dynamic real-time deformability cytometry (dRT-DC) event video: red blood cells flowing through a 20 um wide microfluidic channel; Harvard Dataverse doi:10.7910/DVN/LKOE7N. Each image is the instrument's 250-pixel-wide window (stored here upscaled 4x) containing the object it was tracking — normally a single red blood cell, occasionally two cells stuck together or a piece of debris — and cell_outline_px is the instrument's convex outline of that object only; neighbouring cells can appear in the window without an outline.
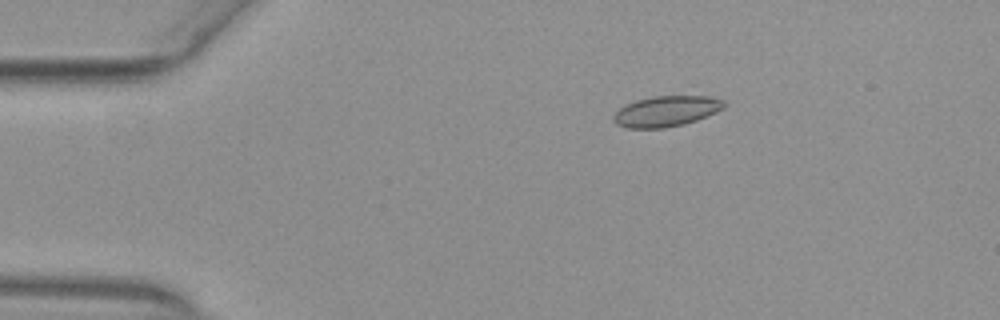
{"species": "common noctule bat (a hibernating species)", "species_latin": "Nyctalus noctula", "temperature_condition": "warm", "stored_images_in_passage": 45, "camera_frame_rate_fps": 3000, "um_per_image_px": 0.085, "animal": {"sex": "female", "body_mass_g": 29.2, "forearm_length_mm": 56.3}, "frame": {"image": 1, "passage_image": 1, "time_ms": 0.0, "image_size_px": [1000, 320], "cell_outline_px": [[724, 108], [716, 112], [696, 120], [684, 124], [664, 128], [628, 128], [616, 124], [612, 120], [612, 116], [624, 104], [636, 100], [652, 96], [712, 96], [724, 100]], "centroid_in_image_um": [56.61, 9.45], "position_along_channel_um": 28.4, "area_um2": 19.83}}
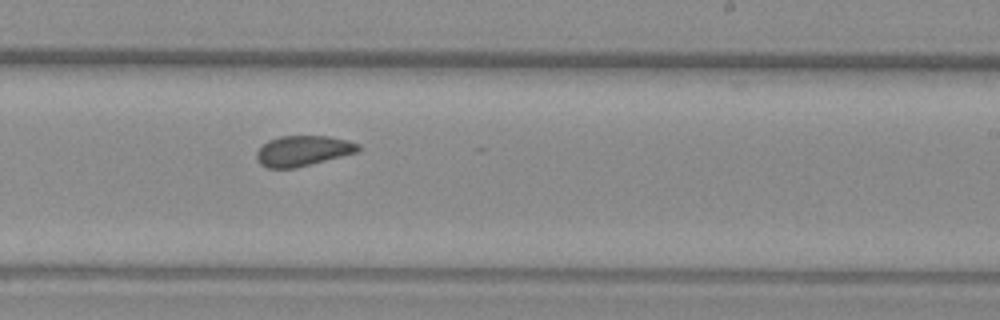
{"frame": {"image": 2, "passage_image": 24, "time_ms": 7.667, "image_size_px": [1000, 320], "cell_outline_px": [[360, 148], [356, 152], [296, 168], [268, 168], [260, 164], [256, 160], [256, 152], [268, 140], [280, 136], [328, 136], [348, 140], [360, 144]], "centroid_in_image_um": [25.72, 12.82], "position_along_channel_um": 263.3, "area_um2": 17.92}}
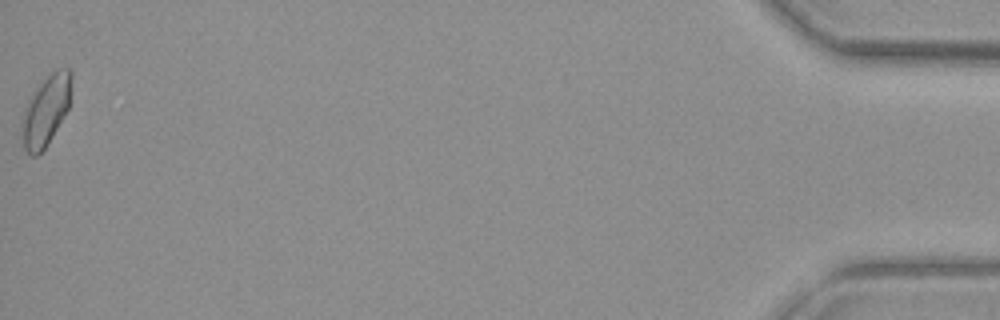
{"frame": {"image": 3, "passage_image": 45, "time_ms": 14.667, "image_size_px": [1000, 320], "cell_outline_px": [[72, 80], [68, 108], [52, 136], [44, 148], [36, 156], [32, 156], [24, 148], [24, 108], [32, 92], [56, 68], [68, 68], [72, 72]], "centroid_in_image_um": [3.94, 9.32], "position_along_channel_um": 431.3, "area_um2": 19.54}, "authors_computed_cell_mechanics": {"area_um2": 18.496, "velocity_mm_per_s": 3.8823, "shape_relaxation_time_tau1_ms": 4.2453, "shape_relaxation_time_tau2_ms": 1.8312, "deformation_change_tau1": 0.0601, "deformation_change_tau2": 0.0546}}